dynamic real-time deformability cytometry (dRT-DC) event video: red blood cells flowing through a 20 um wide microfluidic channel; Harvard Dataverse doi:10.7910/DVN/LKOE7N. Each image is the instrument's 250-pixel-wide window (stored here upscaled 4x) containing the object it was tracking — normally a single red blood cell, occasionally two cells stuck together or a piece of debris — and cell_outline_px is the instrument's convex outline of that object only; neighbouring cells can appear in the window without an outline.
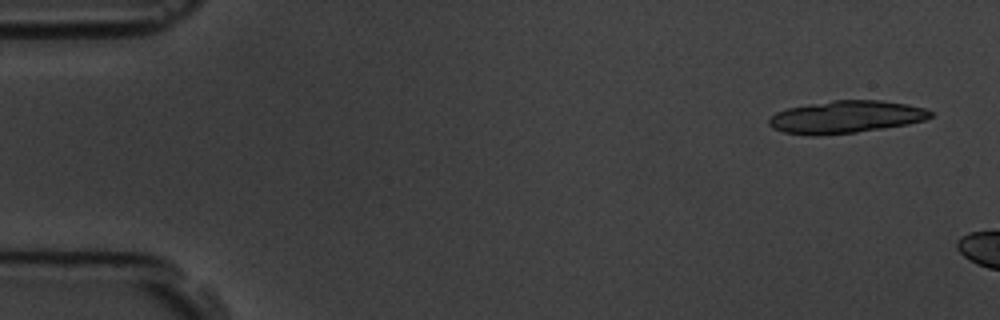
{"species": "common noctule bat (a hibernating species)", "species_latin": "Nyctalus noctula", "temperature_condition": "room temperature", "stored_images_in_passage": 3, "camera_frame_rate_fps": 3000, "um_per_image_px": 0.085, "animal": {"sex": "male", "body_mass_g": 19.5, "forearm_length_mm": 54.6}, "frame": {"image": 1, "passage_image": 1, "time_ms": 0.0, "image_size_px": [1000, 320], "cell_outline_px": [[936, 112], [932, 116], [924, 120], [908, 124], [856, 132], [816, 136], [808, 136], [784, 132], [772, 128], [768, 124], [768, 120], [776, 112], [788, 108], [832, 100], [880, 100], [908, 104], [924, 108]], "centroid_in_image_um": [71.91, 9.94], "position_along_channel_um": 13.1, "area_um2": 30.63}}